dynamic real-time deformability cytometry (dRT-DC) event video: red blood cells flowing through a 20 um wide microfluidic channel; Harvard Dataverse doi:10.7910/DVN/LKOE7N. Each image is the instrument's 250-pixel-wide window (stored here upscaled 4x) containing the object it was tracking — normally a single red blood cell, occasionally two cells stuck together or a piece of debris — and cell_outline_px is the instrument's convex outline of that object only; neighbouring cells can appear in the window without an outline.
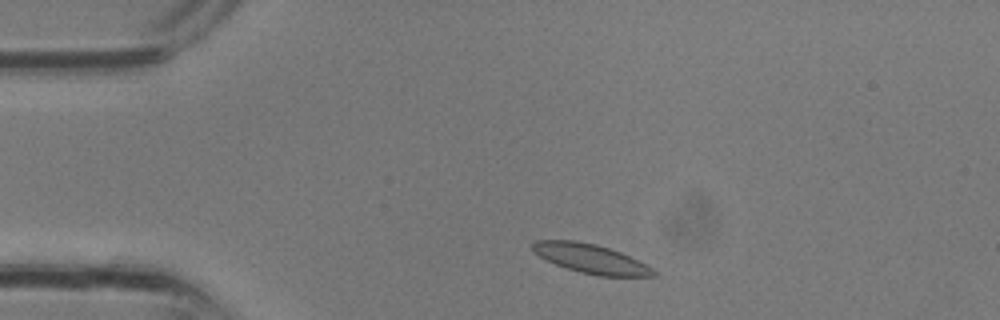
{"species": "common noctule bat (a hibernating species)", "species_latin": "Nyctalus noctula", "temperature_condition": "room temperature", "stored_images_in_passage": 12, "camera_frame_rate_fps": 3000, "um_per_image_px": 0.085, "animal": {"sex": "male", "body_mass_g": 13.3}, "frame": {"image": 1, "passage_image": 3, "time_ms": 0.667, "image_size_px": [1000, 320], "cell_outline_px": [[656, 276], [596, 276], [580, 272], [556, 264], [532, 252], [532, 244], [536, 240], [576, 240], [596, 244], [620, 252], [652, 268], [656, 272]], "centroid_in_image_um": [50.19, 21.98], "position_along_channel_um": 34.8, "area_um2": 20.29}}
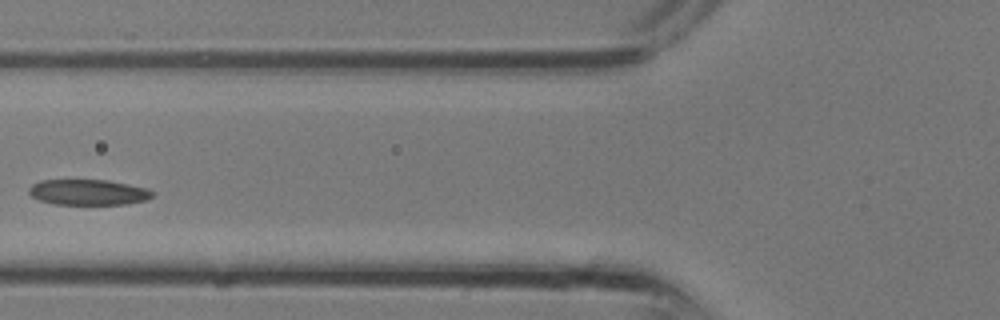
{"frame": {"image": 2, "passage_image": 9, "time_ms": 2.667, "image_size_px": [1000, 320], "cell_outline_px": [[156, 192], [152, 196], [144, 200], [128, 204], [52, 204], [40, 200], [32, 196], [28, 192], [28, 188], [32, 184], [40, 180], [108, 180], [128, 184], [144, 188]], "centroid_in_image_um": [7.47, 16.34], "position_along_channel_um": 118.3, "area_um2": 18.38}}
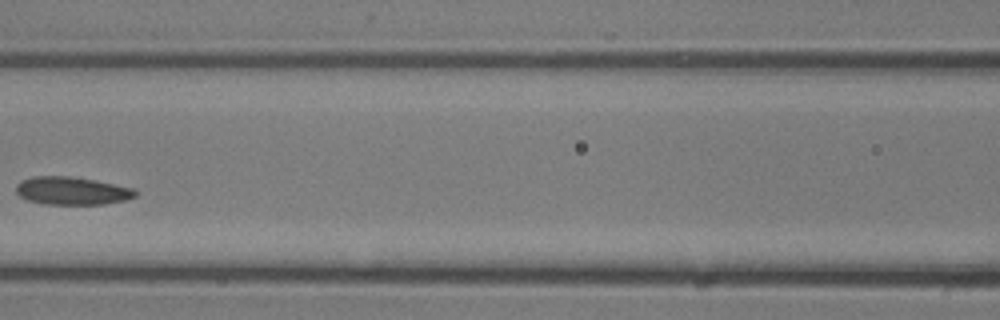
{"frame": {"image": 3, "passage_image": 11, "time_ms": 3.333, "image_size_px": [1000, 320], "cell_outline_px": [[136, 196], [124, 200], [104, 204], [44, 204], [28, 200], [20, 196], [16, 192], [16, 184], [20, 180], [32, 176], [68, 176], [96, 180], [132, 188], [136, 192]], "centroid_in_image_um": [6.07, 16.21], "position_along_channel_um": 160.5, "area_um2": 19.36}}